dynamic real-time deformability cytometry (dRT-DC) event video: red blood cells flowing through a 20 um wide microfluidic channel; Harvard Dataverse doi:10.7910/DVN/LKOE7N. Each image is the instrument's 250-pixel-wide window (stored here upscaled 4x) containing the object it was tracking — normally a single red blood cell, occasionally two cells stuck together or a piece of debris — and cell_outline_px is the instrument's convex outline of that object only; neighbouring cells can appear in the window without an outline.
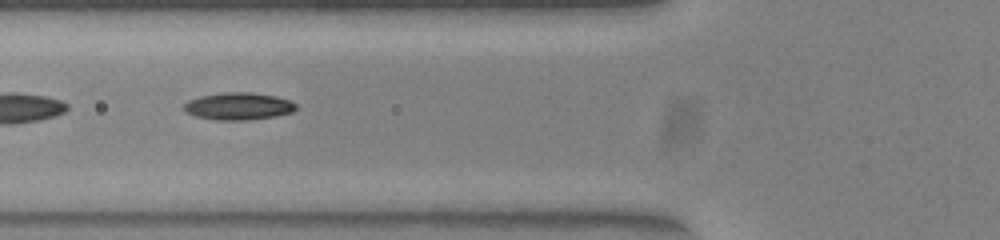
{"species": "common noctule bat (a hibernating species)", "species_latin": "Nyctalus noctula", "temperature_condition": "warm", "stored_images_in_passage": 15, "camera_frame_rate_fps": 3000, "um_per_image_px": 0.085, "animal": {"sex": "female", "body_mass_g": 23.0, "forearm_length_mm": 53.4}, "frame": {"image": 1, "passage_image": 5, "time_ms": 1.333, "image_size_px": [1000, 240], "cell_outline_px": [[296, 108], [292, 112], [276, 116], [248, 120], [216, 120], [196, 116], [184, 112], [180, 108], [188, 100], [200, 96], [224, 92], [252, 92], [276, 96], [288, 100], [296, 104]], "centroid_in_image_um": [20.22, 9.03], "position_along_channel_um": 105.6, "area_um2": 17.98}}
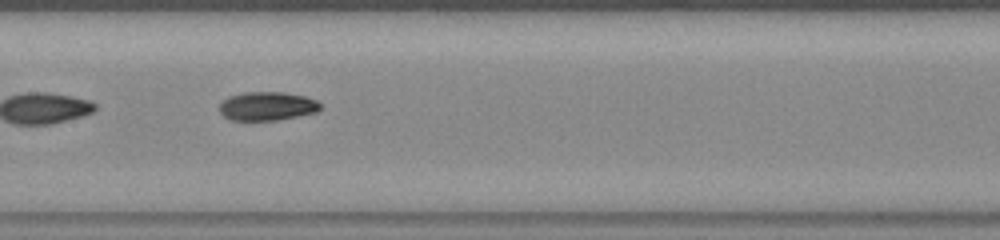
{"frame": {"image": 2, "passage_image": 11, "time_ms": 3.333, "image_size_px": [1000, 240], "cell_outline_px": [[320, 108], [316, 112], [276, 120], [228, 120], [220, 112], [220, 104], [228, 96], [244, 92], [284, 92], [304, 96], [316, 100], [320, 104]], "centroid_in_image_um": [22.68, 9.02], "position_along_channel_um": 184.7, "area_um2": 16.76}}